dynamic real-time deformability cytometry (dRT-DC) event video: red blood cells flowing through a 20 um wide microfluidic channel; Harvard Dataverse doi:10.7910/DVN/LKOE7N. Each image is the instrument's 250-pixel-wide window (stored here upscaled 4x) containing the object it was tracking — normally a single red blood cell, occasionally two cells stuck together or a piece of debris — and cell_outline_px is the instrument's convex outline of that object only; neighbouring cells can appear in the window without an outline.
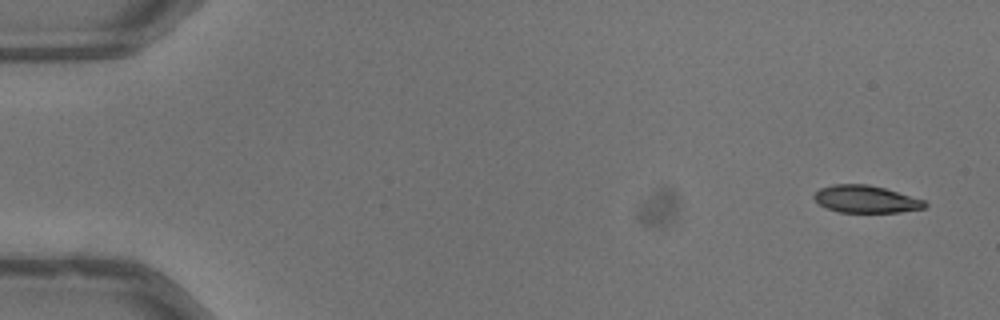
{"species": "common noctule bat (a hibernating species)", "species_latin": "Nyctalus noctula", "temperature_condition": "warm", "stored_images_in_passage": 4, "camera_frame_rate_fps": 3000, "um_per_image_px": 0.085, "animal": {"sex": "male", "body_mass_g": 13.3}, "frame": {"image": 1, "passage_image": 1, "time_ms": 0.0, "image_size_px": [1000, 320], "cell_outline_px": [[928, 204], [924, 208], [900, 212], [840, 212], [828, 208], [820, 204], [812, 196], [820, 188], [832, 184], [868, 184], [884, 188], [924, 200]], "centroid_in_image_um": [73.59, 16.92], "position_along_channel_um": 11.4, "area_um2": 17.46}}